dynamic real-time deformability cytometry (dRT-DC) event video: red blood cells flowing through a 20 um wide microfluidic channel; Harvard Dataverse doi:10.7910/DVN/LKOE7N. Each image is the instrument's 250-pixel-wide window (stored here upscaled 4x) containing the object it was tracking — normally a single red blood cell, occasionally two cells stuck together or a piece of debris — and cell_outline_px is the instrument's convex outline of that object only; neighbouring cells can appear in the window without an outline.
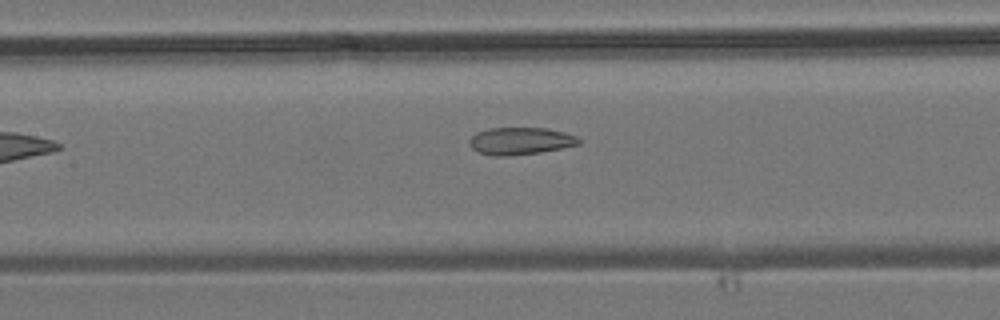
{"species": "common noctule bat (a hibernating species)", "species_latin": "Nyctalus noctula", "temperature_condition": "room temperature", "stored_images_in_passage": 5, "camera_frame_rate_fps": 3000, "um_per_image_px": 0.085, "animal": {"sex": "male", "body_mass_g": 19.2, "forearm_length_mm": 51.8}, "frame": {"image": 1, "passage_image": 5, "time_ms": 4.667, "image_size_px": [1000, 320], "cell_outline_px": [[580, 144], [540, 152], [508, 156], [496, 156], [476, 152], [468, 144], [468, 140], [476, 132], [488, 128], [548, 128], [564, 132], [576, 136], [580, 140]], "centroid_in_image_um": [44.18, 11.98], "position_along_channel_um": 163.2, "area_um2": 17.46}}